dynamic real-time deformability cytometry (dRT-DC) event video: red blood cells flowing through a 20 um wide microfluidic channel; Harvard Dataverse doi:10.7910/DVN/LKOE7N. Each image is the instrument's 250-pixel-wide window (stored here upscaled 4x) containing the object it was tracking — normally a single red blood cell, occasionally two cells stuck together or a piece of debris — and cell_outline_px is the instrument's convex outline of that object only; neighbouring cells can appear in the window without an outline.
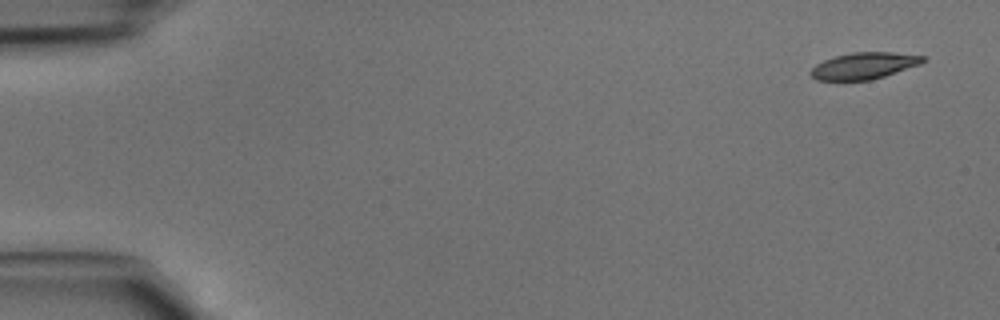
{"species": "common noctule bat (a hibernating species)", "species_latin": "Nyctalus noctula", "temperature_condition": "cold", "stored_images_in_passage": 44, "camera_frame_rate_fps": 3000, "um_per_image_px": 0.085, "animal": {"sex": "male", "body_mass_g": 15.6}, "frame": {"image": 1, "passage_image": 1, "time_ms": 0.0, "image_size_px": [1000, 320], "cell_outline_px": [[924, 60], [920, 64], [872, 80], [816, 80], [808, 72], [816, 64], [824, 60], [836, 56], [852, 52], [892, 52], [924, 56]], "centroid_in_image_um": [73.4, 5.59], "position_along_channel_um": 11.6, "area_um2": 17.22}}
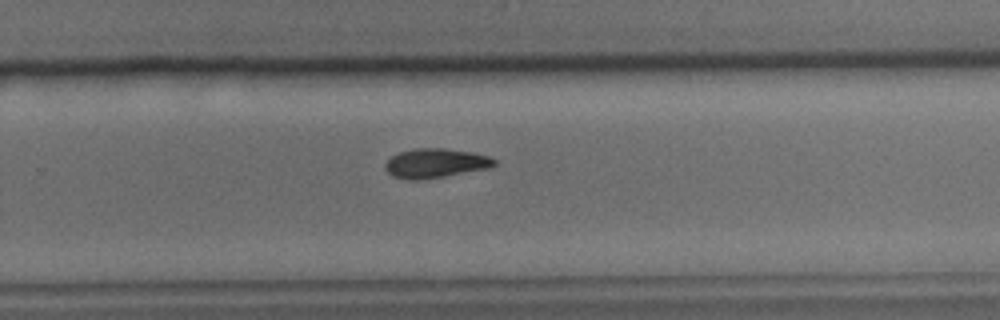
{"frame": {"image": 2, "passage_image": 29, "time_ms": 9.333, "image_size_px": [1000, 320], "cell_outline_px": [[496, 164], [488, 168], [444, 176], [420, 180], [408, 180], [392, 176], [384, 168], [384, 164], [392, 156], [400, 152], [416, 148], [440, 148], [472, 152], [488, 156], [496, 160]], "centroid_in_image_um": [36.98, 13.88], "position_along_channel_um": 292.8, "area_um2": 18.5}}
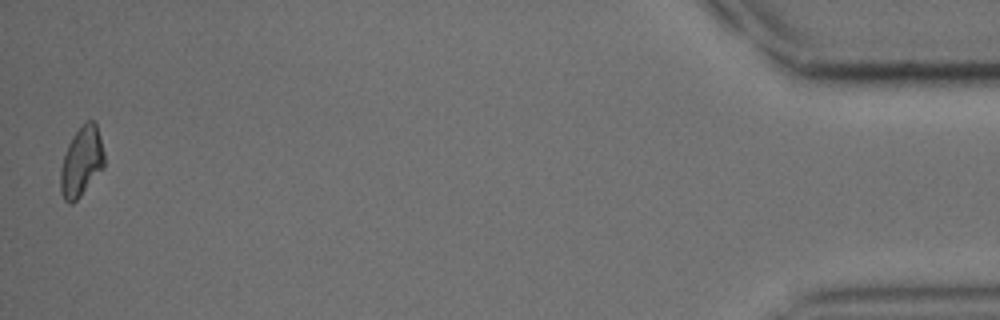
{"frame": {"image": 3, "passage_image": 44, "time_ms": 14.333, "image_size_px": [1000, 320], "cell_outline_px": [[104, 168], [80, 196], [72, 204], [68, 204], [64, 200], [60, 192], [60, 168], [68, 144], [72, 136], [84, 120], [92, 120], [96, 124], [100, 136], [104, 152]], "centroid_in_image_um": [6.92, 13.74], "position_along_channel_um": 428.3, "area_um2": 17.98}}